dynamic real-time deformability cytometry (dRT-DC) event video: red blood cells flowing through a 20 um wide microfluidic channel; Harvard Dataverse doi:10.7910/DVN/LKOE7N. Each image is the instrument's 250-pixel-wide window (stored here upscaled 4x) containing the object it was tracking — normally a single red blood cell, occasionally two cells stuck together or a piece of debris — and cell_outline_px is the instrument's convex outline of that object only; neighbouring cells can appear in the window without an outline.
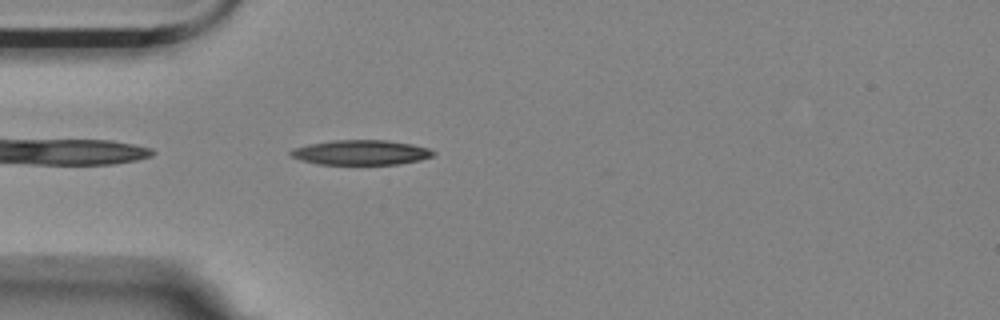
{"species": "Egyptian fruit bat (a non-hibernating species)", "species_latin": "Rousettus aegyptiacus", "temperature_condition": "room temperature", "stored_images_in_passage": 42, "camera_frame_rate_fps": 3000, "um_per_image_px": 0.085, "animal": {"sex": "female"}, "frame": {"image": 1, "passage_image": 2, "time_ms": 0.333, "image_size_px": [1000, 320], "cell_outline_px": [[436, 152], [432, 156], [420, 160], [396, 164], [316, 164], [300, 160], [292, 156], [288, 152], [292, 148], [308, 144], [332, 140], [388, 140], [412, 144], [428, 148]], "centroid_in_image_um": [30.64, 12.95], "position_along_channel_um": 54.4, "area_um2": 20.69}}
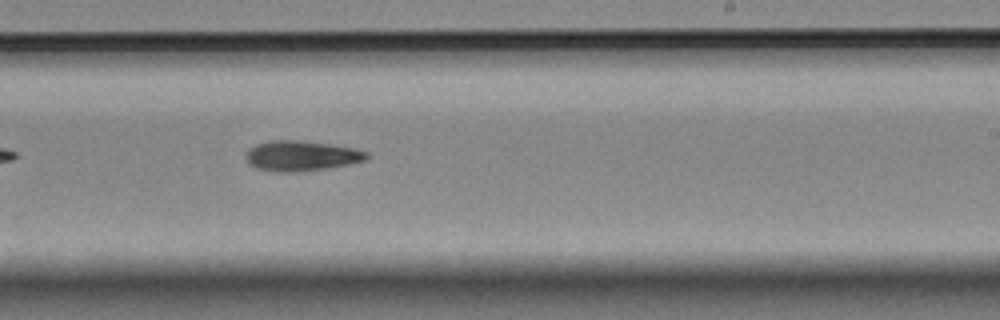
{"frame": {"image": 2, "passage_image": 20, "time_ms": 6.333, "image_size_px": [1000, 320], "cell_outline_px": [[368, 156], [364, 160], [348, 164], [324, 168], [292, 172], [280, 172], [256, 168], [248, 164], [248, 152], [256, 144], [272, 140], [304, 140], [332, 144], [352, 148], [368, 152]], "centroid_in_image_um": [25.62, 13.23], "position_along_channel_um": 263.4, "area_um2": 20.87}}
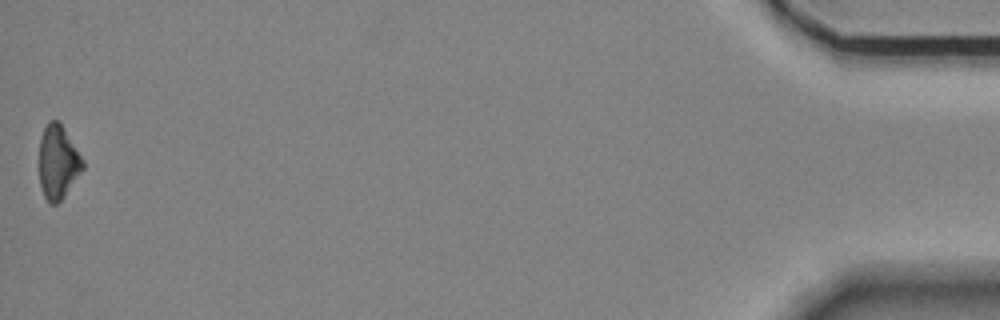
{"frame": {"image": 3, "passage_image": 42, "time_ms": 13.667, "image_size_px": [1000, 320], "cell_outline_px": [[84, 168], [64, 196], [56, 204], [48, 204], [44, 196], [40, 184], [40, 136], [48, 120], [60, 120], [84, 160]], "centroid_in_image_um": [4.94, 13.75], "position_along_channel_um": 430.3, "area_um2": 18.84}, "authors_computed_cell_mechanics": {"area_um2": 20.0566, "velocity_mm_per_s": 3.5669, "shape_relaxation_time_tau1_ms": 5.8075, "shape_relaxation_time_tau2_ms": null, "deformation_change_tau1": 0.159, "deformation_change_tau2": null}}